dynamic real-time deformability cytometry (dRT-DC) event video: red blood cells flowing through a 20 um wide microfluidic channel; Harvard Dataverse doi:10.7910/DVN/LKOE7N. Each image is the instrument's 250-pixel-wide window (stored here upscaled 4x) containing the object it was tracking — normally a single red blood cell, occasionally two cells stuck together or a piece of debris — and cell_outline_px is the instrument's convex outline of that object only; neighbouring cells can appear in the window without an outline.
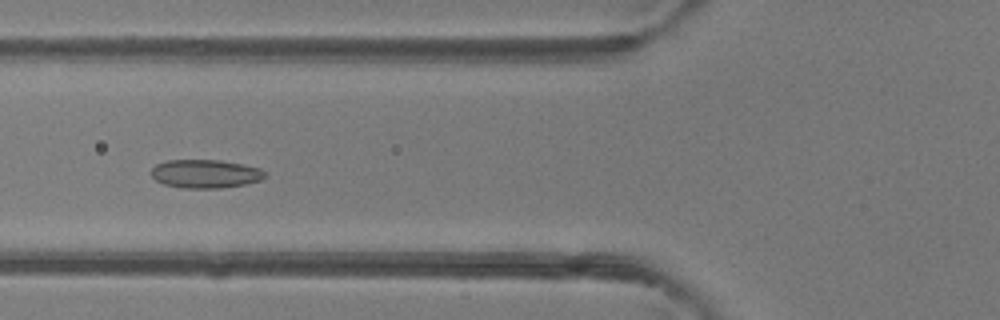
{"species": "common noctule bat (a hibernating species)", "species_latin": "Nyctalus noctula", "temperature_condition": "room temperature", "stored_images_in_passage": 46, "camera_frame_rate_fps": 3000, "um_per_image_px": 0.085, "animal": {"sex": "female"}, "frame": {"image": 1, "passage_image": 16, "time_ms": 5.0, "image_size_px": [1000, 320], "cell_outline_px": [[264, 176], [260, 180], [244, 184], [220, 188], [184, 188], [164, 184], [156, 180], [152, 176], [152, 168], [156, 164], [168, 160], [220, 160], [244, 164], [260, 168], [264, 172]], "centroid_in_image_um": [17.44, 14.76], "position_along_channel_um": 108.4, "area_um2": 18.73}}
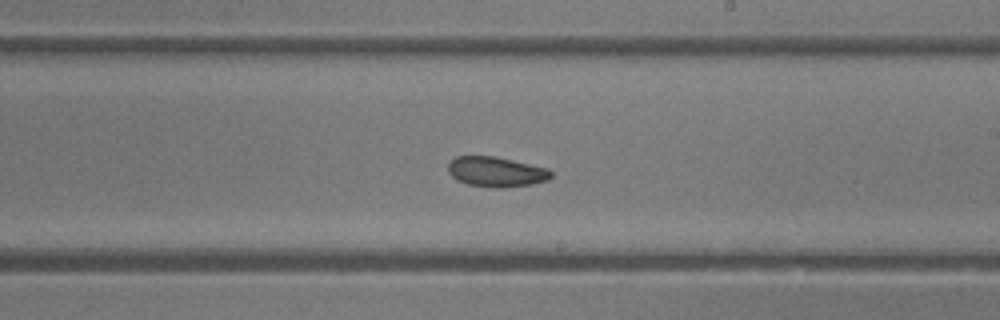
{"frame": {"image": 2, "passage_image": 26, "time_ms": 8.333, "image_size_px": [1000, 320], "cell_outline_px": [[552, 176], [548, 180], [532, 184], [504, 188], [492, 188], [468, 184], [456, 180], [448, 172], [448, 164], [456, 156], [492, 156], [512, 160], [548, 168], [552, 172]], "centroid_in_image_um": [42.18, 14.61], "position_along_channel_um": 246.8, "area_um2": 18.09}}
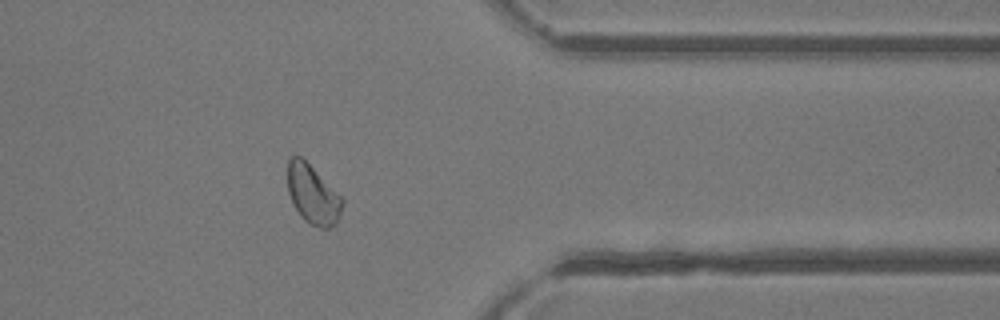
{"frame": {"image": 3, "passage_image": 37, "time_ms": 12.0, "image_size_px": [1000, 320], "cell_outline_px": [[344, 200], [340, 216], [336, 224], [328, 228], [320, 228], [308, 224], [300, 216], [292, 204], [288, 192], [288, 160], [292, 156], [300, 156]], "centroid_in_image_um": [26.57, 16.59], "position_along_channel_um": 384.8, "area_um2": 18.61}, "authors_computed_cell_mechanics": {"area_um2": 19.3919, "velocity_mm_per_s": 4.1525, "shape_relaxation_time_tau1_ms": null, "shape_relaxation_time_tau2_ms": 4.2752, "deformation_change_tau1": null, "deformation_change_tau2": 0.0934}}